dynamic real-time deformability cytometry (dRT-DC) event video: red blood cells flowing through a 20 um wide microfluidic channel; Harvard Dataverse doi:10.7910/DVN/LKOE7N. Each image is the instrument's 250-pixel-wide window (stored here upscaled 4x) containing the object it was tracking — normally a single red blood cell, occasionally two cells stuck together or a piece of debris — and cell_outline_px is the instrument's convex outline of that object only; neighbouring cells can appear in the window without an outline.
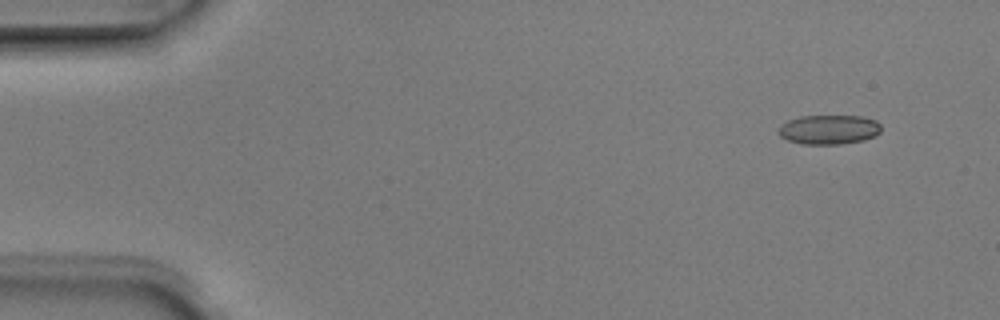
{"species": "Egyptian fruit bat (a non-hibernating species)", "species_latin": "Rousettus aegyptiacus", "temperature_condition": "room temperature", "stored_images_in_passage": 5, "camera_frame_rate_fps": 3000, "um_per_image_px": 0.085, "animal": {"sex": "male"}, "frame": {"image": 1, "passage_image": 1, "time_ms": 0.0, "image_size_px": [1000, 320], "cell_outline_px": [[880, 132], [876, 136], [864, 140], [840, 144], [800, 144], [788, 140], [780, 136], [780, 124], [788, 120], [800, 116], [864, 116], [876, 120], [880, 124]], "centroid_in_image_um": [70.48, 11.01], "position_along_channel_um": 14.5, "area_um2": 17.69}}
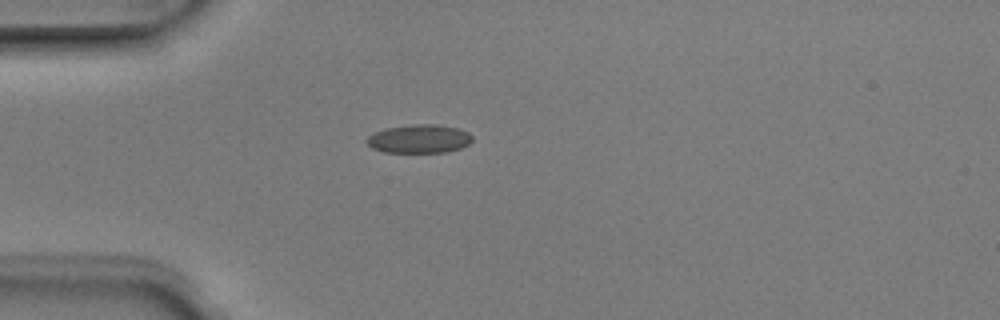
{"frame": {"image": 2, "passage_image": 3, "time_ms": 0.667, "image_size_px": [1000, 320], "cell_outline_px": [[472, 140], [468, 144], [460, 148], [448, 152], [384, 152], [372, 148], [364, 140], [368, 136], [384, 128], [412, 124], [436, 124], [456, 128], [468, 132], [472, 136]], "centroid_in_image_um": [35.61, 11.8], "position_along_channel_um": 49.4, "area_um2": 17.57}}
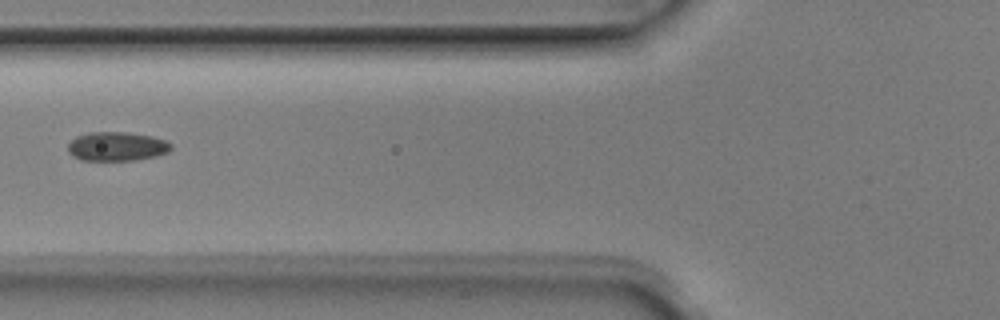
{"frame": {"image": 3, "passage_image": 5, "time_ms": 1.333, "image_size_px": [1000, 320], "cell_outline_px": [[172, 148], [168, 152], [156, 156], [136, 160], [80, 160], [72, 156], [68, 152], [68, 144], [76, 136], [88, 132], [128, 132], [152, 136], [164, 140], [172, 144]], "centroid_in_image_um": [9.92, 12.44], "position_along_channel_um": 115.9, "area_um2": 17.57}}